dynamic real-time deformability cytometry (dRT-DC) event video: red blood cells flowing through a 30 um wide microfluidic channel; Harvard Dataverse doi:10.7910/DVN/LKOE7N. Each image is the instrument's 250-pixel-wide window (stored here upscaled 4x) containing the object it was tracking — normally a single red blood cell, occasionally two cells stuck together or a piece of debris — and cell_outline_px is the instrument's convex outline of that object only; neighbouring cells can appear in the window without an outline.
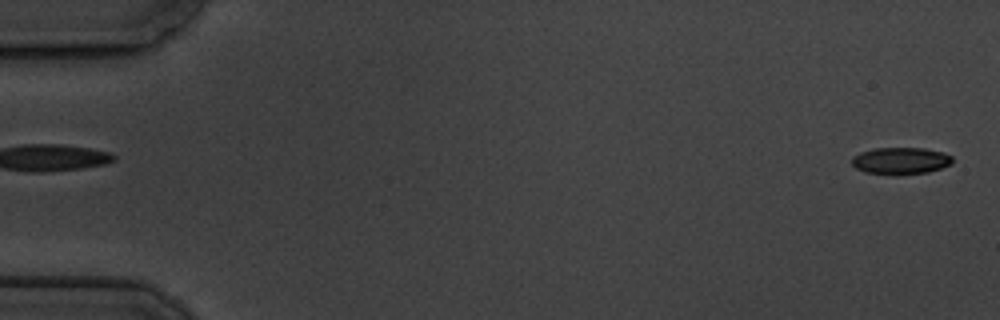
{"species": "common noctule bat (a hibernating species)", "species_latin": "Nyctalus noctula", "temperature_condition": "cold", "stored_images_in_passage": 5, "segment_of_instrument_passage": [2, 2], "camera_frame_rate_fps": 3000, "um_per_image_px": 0.085, "animal": {"sex": "male", "body_mass_g": 19.5, "forearm_length_mm": 54.6}, "frame": {"image": 1, "passage_image": 5, "time_ms": 5.333, "image_size_px": [1000, 320], "cell_outline_px": [[952, 164], [928, 172], [896, 176], [892, 176], [864, 172], [856, 168], [852, 164], [852, 156], [860, 152], [872, 148], [924, 148], [944, 152], [952, 156]], "centroid_in_image_um": [76.53, 13.68], "position_along_channel_um": 8.5, "area_um2": 16.18}}